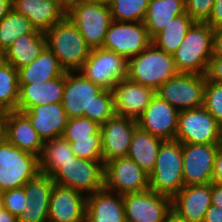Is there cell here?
I'll list each match as a JSON object with an SVG mask.
<instances>
[{
	"label": "cell",
	"instance_id": "cell-34",
	"mask_svg": "<svg viewBox=\"0 0 222 222\" xmlns=\"http://www.w3.org/2000/svg\"><path fill=\"white\" fill-rule=\"evenodd\" d=\"M150 0H113L109 5L114 21L143 22Z\"/></svg>",
	"mask_w": 222,
	"mask_h": 222
},
{
	"label": "cell",
	"instance_id": "cell-2",
	"mask_svg": "<svg viewBox=\"0 0 222 222\" xmlns=\"http://www.w3.org/2000/svg\"><path fill=\"white\" fill-rule=\"evenodd\" d=\"M45 35L47 47L65 71H78L90 55L91 48L67 16L47 30Z\"/></svg>",
	"mask_w": 222,
	"mask_h": 222
},
{
	"label": "cell",
	"instance_id": "cell-22",
	"mask_svg": "<svg viewBox=\"0 0 222 222\" xmlns=\"http://www.w3.org/2000/svg\"><path fill=\"white\" fill-rule=\"evenodd\" d=\"M21 112L29 118L43 142L63 135L68 117L62 103L41 104Z\"/></svg>",
	"mask_w": 222,
	"mask_h": 222
},
{
	"label": "cell",
	"instance_id": "cell-15",
	"mask_svg": "<svg viewBox=\"0 0 222 222\" xmlns=\"http://www.w3.org/2000/svg\"><path fill=\"white\" fill-rule=\"evenodd\" d=\"M218 144L182 143L184 186L212 182Z\"/></svg>",
	"mask_w": 222,
	"mask_h": 222
},
{
	"label": "cell",
	"instance_id": "cell-51",
	"mask_svg": "<svg viewBox=\"0 0 222 222\" xmlns=\"http://www.w3.org/2000/svg\"><path fill=\"white\" fill-rule=\"evenodd\" d=\"M164 222H185L183 219L179 218L173 211L166 217Z\"/></svg>",
	"mask_w": 222,
	"mask_h": 222
},
{
	"label": "cell",
	"instance_id": "cell-11",
	"mask_svg": "<svg viewBox=\"0 0 222 222\" xmlns=\"http://www.w3.org/2000/svg\"><path fill=\"white\" fill-rule=\"evenodd\" d=\"M128 60L122 55L103 48L91 49L90 55L78 70L84 77L102 89L112 90L127 78Z\"/></svg>",
	"mask_w": 222,
	"mask_h": 222
},
{
	"label": "cell",
	"instance_id": "cell-44",
	"mask_svg": "<svg viewBox=\"0 0 222 222\" xmlns=\"http://www.w3.org/2000/svg\"><path fill=\"white\" fill-rule=\"evenodd\" d=\"M211 183L222 184V145L220 143L215 156Z\"/></svg>",
	"mask_w": 222,
	"mask_h": 222
},
{
	"label": "cell",
	"instance_id": "cell-16",
	"mask_svg": "<svg viewBox=\"0 0 222 222\" xmlns=\"http://www.w3.org/2000/svg\"><path fill=\"white\" fill-rule=\"evenodd\" d=\"M179 112L155 93L149 105L136 119L137 126L163 140H173L178 128Z\"/></svg>",
	"mask_w": 222,
	"mask_h": 222
},
{
	"label": "cell",
	"instance_id": "cell-27",
	"mask_svg": "<svg viewBox=\"0 0 222 222\" xmlns=\"http://www.w3.org/2000/svg\"><path fill=\"white\" fill-rule=\"evenodd\" d=\"M65 72L58 58L46 47L31 64L18 69V80L19 84L45 82L60 77Z\"/></svg>",
	"mask_w": 222,
	"mask_h": 222
},
{
	"label": "cell",
	"instance_id": "cell-31",
	"mask_svg": "<svg viewBox=\"0 0 222 222\" xmlns=\"http://www.w3.org/2000/svg\"><path fill=\"white\" fill-rule=\"evenodd\" d=\"M194 23L187 13L176 16L152 39V43L158 49L173 55Z\"/></svg>",
	"mask_w": 222,
	"mask_h": 222
},
{
	"label": "cell",
	"instance_id": "cell-45",
	"mask_svg": "<svg viewBox=\"0 0 222 222\" xmlns=\"http://www.w3.org/2000/svg\"><path fill=\"white\" fill-rule=\"evenodd\" d=\"M212 56H222V27L213 29Z\"/></svg>",
	"mask_w": 222,
	"mask_h": 222
},
{
	"label": "cell",
	"instance_id": "cell-39",
	"mask_svg": "<svg viewBox=\"0 0 222 222\" xmlns=\"http://www.w3.org/2000/svg\"><path fill=\"white\" fill-rule=\"evenodd\" d=\"M1 196L2 207L16 217L26 208L27 199L24 187L3 191Z\"/></svg>",
	"mask_w": 222,
	"mask_h": 222
},
{
	"label": "cell",
	"instance_id": "cell-38",
	"mask_svg": "<svg viewBox=\"0 0 222 222\" xmlns=\"http://www.w3.org/2000/svg\"><path fill=\"white\" fill-rule=\"evenodd\" d=\"M203 106L222 125V83L206 81Z\"/></svg>",
	"mask_w": 222,
	"mask_h": 222
},
{
	"label": "cell",
	"instance_id": "cell-24",
	"mask_svg": "<svg viewBox=\"0 0 222 222\" xmlns=\"http://www.w3.org/2000/svg\"><path fill=\"white\" fill-rule=\"evenodd\" d=\"M17 111H28L31 107L50 103H62L65 73L57 78L33 84H19Z\"/></svg>",
	"mask_w": 222,
	"mask_h": 222
},
{
	"label": "cell",
	"instance_id": "cell-47",
	"mask_svg": "<svg viewBox=\"0 0 222 222\" xmlns=\"http://www.w3.org/2000/svg\"><path fill=\"white\" fill-rule=\"evenodd\" d=\"M212 205L222 208V184L211 183Z\"/></svg>",
	"mask_w": 222,
	"mask_h": 222
},
{
	"label": "cell",
	"instance_id": "cell-43",
	"mask_svg": "<svg viewBox=\"0 0 222 222\" xmlns=\"http://www.w3.org/2000/svg\"><path fill=\"white\" fill-rule=\"evenodd\" d=\"M206 23L212 29L222 27V0H215L212 13Z\"/></svg>",
	"mask_w": 222,
	"mask_h": 222
},
{
	"label": "cell",
	"instance_id": "cell-21",
	"mask_svg": "<svg viewBox=\"0 0 222 222\" xmlns=\"http://www.w3.org/2000/svg\"><path fill=\"white\" fill-rule=\"evenodd\" d=\"M12 7L44 33L67 16V9L59 0H15Z\"/></svg>",
	"mask_w": 222,
	"mask_h": 222
},
{
	"label": "cell",
	"instance_id": "cell-35",
	"mask_svg": "<svg viewBox=\"0 0 222 222\" xmlns=\"http://www.w3.org/2000/svg\"><path fill=\"white\" fill-rule=\"evenodd\" d=\"M90 135H101V125L84 116H80L68 118L62 136L68 142H74L76 139L90 138Z\"/></svg>",
	"mask_w": 222,
	"mask_h": 222
},
{
	"label": "cell",
	"instance_id": "cell-29",
	"mask_svg": "<svg viewBox=\"0 0 222 222\" xmlns=\"http://www.w3.org/2000/svg\"><path fill=\"white\" fill-rule=\"evenodd\" d=\"M163 139L137 127L133 133L127 157L133 159L146 173L155 166Z\"/></svg>",
	"mask_w": 222,
	"mask_h": 222
},
{
	"label": "cell",
	"instance_id": "cell-48",
	"mask_svg": "<svg viewBox=\"0 0 222 222\" xmlns=\"http://www.w3.org/2000/svg\"><path fill=\"white\" fill-rule=\"evenodd\" d=\"M12 0H0V21L10 12Z\"/></svg>",
	"mask_w": 222,
	"mask_h": 222
},
{
	"label": "cell",
	"instance_id": "cell-20",
	"mask_svg": "<svg viewBox=\"0 0 222 222\" xmlns=\"http://www.w3.org/2000/svg\"><path fill=\"white\" fill-rule=\"evenodd\" d=\"M211 205V183L184 186L172 198V211L185 222H203Z\"/></svg>",
	"mask_w": 222,
	"mask_h": 222
},
{
	"label": "cell",
	"instance_id": "cell-54",
	"mask_svg": "<svg viewBox=\"0 0 222 222\" xmlns=\"http://www.w3.org/2000/svg\"><path fill=\"white\" fill-rule=\"evenodd\" d=\"M2 207V196H1V193H0V208Z\"/></svg>",
	"mask_w": 222,
	"mask_h": 222
},
{
	"label": "cell",
	"instance_id": "cell-7",
	"mask_svg": "<svg viewBox=\"0 0 222 222\" xmlns=\"http://www.w3.org/2000/svg\"><path fill=\"white\" fill-rule=\"evenodd\" d=\"M51 177L55 184L70 187L88 196L104 188V163L103 160L74 157Z\"/></svg>",
	"mask_w": 222,
	"mask_h": 222
},
{
	"label": "cell",
	"instance_id": "cell-23",
	"mask_svg": "<svg viewBox=\"0 0 222 222\" xmlns=\"http://www.w3.org/2000/svg\"><path fill=\"white\" fill-rule=\"evenodd\" d=\"M4 137L20 150L40 156L43 140L31 125L29 118L21 111L6 113Z\"/></svg>",
	"mask_w": 222,
	"mask_h": 222
},
{
	"label": "cell",
	"instance_id": "cell-37",
	"mask_svg": "<svg viewBox=\"0 0 222 222\" xmlns=\"http://www.w3.org/2000/svg\"><path fill=\"white\" fill-rule=\"evenodd\" d=\"M75 157L87 160H103L102 135H90V138L69 142Z\"/></svg>",
	"mask_w": 222,
	"mask_h": 222
},
{
	"label": "cell",
	"instance_id": "cell-1",
	"mask_svg": "<svg viewBox=\"0 0 222 222\" xmlns=\"http://www.w3.org/2000/svg\"><path fill=\"white\" fill-rule=\"evenodd\" d=\"M62 105L68 118L84 116L99 125L115 115L112 91L102 89L79 71L65 72Z\"/></svg>",
	"mask_w": 222,
	"mask_h": 222
},
{
	"label": "cell",
	"instance_id": "cell-14",
	"mask_svg": "<svg viewBox=\"0 0 222 222\" xmlns=\"http://www.w3.org/2000/svg\"><path fill=\"white\" fill-rule=\"evenodd\" d=\"M126 222H164L172 212V198L151 189L123 195Z\"/></svg>",
	"mask_w": 222,
	"mask_h": 222
},
{
	"label": "cell",
	"instance_id": "cell-6",
	"mask_svg": "<svg viewBox=\"0 0 222 222\" xmlns=\"http://www.w3.org/2000/svg\"><path fill=\"white\" fill-rule=\"evenodd\" d=\"M39 172L38 157L0 139V193L23 187Z\"/></svg>",
	"mask_w": 222,
	"mask_h": 222
},
{
	"label": "cell",
	"instance_id": "cell-50",
	"mask_svg": "<svg viewBox=\"0 0 222 222\" xmlns=\"http://www.w3.org/2000/svg\"><path fill=\"white\" fill-rule=\"evenodd\" d=\"M6 111L0 110V139L4 137Z\"/></svg>",
	"mask_w": 222,
	"mask_h": 222
},
{
	"label": "cell",
	"instance_id": "cell-25",
	"mask_svg": "<svg viewBox=\"0 0 222 222\" xmlns=\"http://www.w3.org/2000/svg\"><path fill=\"white\" fill-rule=\"evenodd\" d=\"M85 222H126L123 195L105 188L88 195Z\"/></svg>",
	"mask_w": 222,
	"mask_h": 222
},
{
	"label": "cell",
	"instance_id": "cell-26",
	"mask_svg": "<svg viewBox=\"0 0 222 222\" xmlns=\"http://www.w3.org/2000/svg\"><path fill=\"white\" fill-rule=\"evenodd\" d=\"M46 47L45 33L36 29L30 34L16 38L4 52L2 59L18 70L31 64Z\"/></svg>",
	"mask_w": 222,
	"mask_h": 222
},
{
	"label": "cell",
	"instance_id": "cell-42",
	"mask_svg": "<svg viewBox=\"0 0 222 222\" xmlns=\"http://www.w3.org/2000/svg\"><path fill=\"white\" fill-rule=\"evenodd\" d=\"M207 81L222 83V56H212L206 72Z\"/></svg>",
	"mask_w": 222,
	"mask_h": 222
},
{
	"label": "cell",
	"instance_id": "cell-13",
	"mask_svg": "<svg viewBox=\"0 0 222 222\" xmlns=\"http://www.w3.org/2000/svg\"><path fill=\"white\" fill-rule=\"evenodd\" d=\"M151 43L152 39L143 22L112 20L102 48L122 55L128 60L144 51Z\"/></svg>",
	"mask_w": 222,
	"mask_h": 222
},
{
	"label": "cell",
	"instance_id": "cell-28",
	"mask_svg": "<svg viewBox=\"0 0 222 222\" xmlns=\"http://www.w3.org/2000/svg\"><path fill=\"white\" fill-rule=\"evenodd\" d=\"M185 13V0H150L143 23L153 39L171 20Z\"/></svg>",
	"mask_w": 222,
	"mask_h": 222
},
{
	"label": "cell",
	"instance_id": "cell-18",
	"mask_svg": "<svg viewBox=\"0 0 222 222\" xmlns=\"http://www.w3.org/2000/svg\"><path fill=\"white\" fill-rule=\"evenodd\" d=\"M115 115L137 119L149 105L156 91L128 78L118 81L113 89Z\"/></svg>",
	"mask_w": 222,
	"mask_h": 222
},
{
	"label": "cell",
	"instance_id": "cell-33",
	"mask_svg": "<svg viewBox=\"0 0 222 222\" xmlns=\"http://www.w3.org/2000/svg\"><path fill=\"white\" fill-rule=\"evenodd\" d=\"M18 70L0 60V108L6 112L17 110L19 100Z\"/></svg>",
	"mask_w": 222,
	"mask_h": 222
},
{
	"label": "cell",
	"instance_id": "cell-8",
	"mask_svg": "<svg viewBox=\"0 0 222 222\" xmlns=\"http://www.w3.org/2000/svg\"><path fill=\"white\" fill-rule=\"evenodd\" d=\"M67 17L78 28L91 49L102 48L105 34L112 21L108 5L80 1L67 10Z\"/></svg>",
	"mask_w": 222,
	"mask_h": 222
},
{
	"label": "cell",
	"instance_id": "cell-30",
	"mask_svg": "<svg viewBox=\"0 0 222 222\" xmlns=\"http://www.w3.org/2000/svg\"><path fill=\"white\" fill-rule=\"evenodd\" d=\"M74 157L70 143L63 136L45 141L38 157L39 172L51 177L63 164Z\"/></svg>",
	"mask_w": 222,
	"mask_h": 222
},
{
	"label": "cell",
	"instance_id": "cell-49",
	"mask_svg": "<svg viewBox=\"0 0 222 222\" xmlns=\"http://www.w3.org/2000/svg\"><path fill=\"white\" fill-rule=\"evenodd\" d=\"M0 222H18L17 217L12 215L8 210L0 208Z\"/></svg>",
	"mask_w": 222,
	"mask_h": 222
},
{
	"label": "cell",
	"instance_id": "cell-4",
	"mask_svg": "<svg viewBox=\"0 0 222 222\" xmlns=\"http://www.w3.org/2000/svg\"><path fill=\"white\" fill-rule=\"evenodd\" d=\"M149 182L152 191L170 198L184 187L181 142L176 139L162 141Z\"/></svg>",
	"mask_w": 222,
	"mask_h": 222
},
{
	"label": "cell",
	"instance_id": "cell-17",
	"mask_svg": "<svg viewBox=\"0 0 222 222\" xmlns=\"http://www.w3.org/2000/svg\"><path fill=\"white\" fill-rule=\"evenodd\" d=\"M137 120L114 115L101 125L104 165L117 158L127 157Z\"/></svg>",
	"mask_w": 222,
	"mask_h": 222
},
{
	"label": "cell",
	"instance_id": "cell-5",
	"mask_svg": "<svg viewBox=\"0 0 222 222\" xmlns=\"http://www.w3.org/2000/svg\"><path fill=\"white\" fill-rule=\"evenodd\" d=\"M213 29L195 22L173 54L179 73L206 74L212 57Z\"/></svg>",
	"mask_w": 222,
	"mask_h": 222
},
{
	"label": "cell",
	"instance_id": "cell-40",
	"mask_svg": "<svg viewBox=\"0 0 222 222\" xmlns=\"http://www.w3.org/2000/svg\"><path fill=\"white\" fill-rule=\"evenodd\" d=\"M215 0H185V13L195 22L206 23L210 18Z\"/></svg>",
	"mask_w": 222,
	"mask_h": 222
},
{
	"label": "cell",
	"instance_id": "cell-12",
	"mask_svg": "<svg viewBox=\"0 0 222 222\" xmlns=\"http://www.w3.org/2000/svg\"><path fill=\"white\" fill-rule=\"evenodd\" d=\"M104 188L125 195L150 189L149 174L133 159L122 157L104 165Z\"/></svg>",
	"mask_w": 222,
	"mask_h": 222
},
{
	"label": "cell",
	"instance_id": "cell-55",
	"mask_svg": "<svg viewBox=\"0 0 222 222\" xmlns=\"http://www.w3.org/2000/svg\"><path fill=\"white\" fill-rule=\"evenodd\" d=\"M220 144L222 145V127H221V140H220Z\"/></svg>",
	"mask_w": 222,
	"mask_h": 222
},
{
	"label": "cell",
	"instance_id": "cell-32",
	"mask_svg": "<svg viewBox=\"0 0 222 222\" xmlns=\"http://www.w3.org/2000/svg\"><path fill=\"white\" fill-rule=\"evenodd\" d=\"M35 30L27 17L12 8L0 21V54L3 55L16 38L30 34Z\"/></svg>",
	"mask_w": 222,
	"mask_h": 222
},
{
	"label": "cell",
	"instance_id": "cell-52",
	"mask_svg": "<svg viewBox=\"0 0 222 222\" xmlns=\"http://www.w3.org/2000/svg\"><path fill=\"white\" fill-rule=\"evenodd\" d=\"M82 0H59V2L68 10L73 4L79 3Z\"/></svg>",
	"mask_w": 222,
	"mask_h": 222
},
{
	"label": "cell",
	"instance_id": "cell-46",
	"mask_svg": "<svg viewBox=\"0 0 222 222\" xmlns=\"http://www.w3.org/2000/svg\"><path fill=\"white\" fill-rule=\"evenodd\" d=\"M203 222H222V208L211 205L205 213Z\"/></svg>",
	"mask_w": 222,
	"mask_h": 222
},
{
	"label": "cell",
	"instance_id": "cell-3",
	"mask_svg": "<svg viewBox=\"0 0 222 222\" xmlns=\"http://www.w3.org/2000/svg\"><path fill=\"white\" fill-rule=\"evenodd\" d=\"M178 74L173 55L158 49L153 43L137 56L128 59L127 78L155 91Z\"/></svg>",
	"mask_w": 222,
	"mask_h": 222
},
{
	"label": "cell",
	"instance_id": "cell-10",
	"mask_svg": "<svg viewBox=\"0 0 222 222\" xmlns=\"http://www.w3.org/2000/svg\"><path fill=\"white\" fill-rule=\"evenodd\" d=\"M221 127L204 106L181 110L175 139L188 144H219Z\"/></svg>",
	"mask_w": 222,
	"mask_h": 222
},
{
	"label": "cell",
	"instance_id": "cell-9",
	"mask_svg": "<svg viewBox=\"0 0 222 222\" xmlns=\"http://www.w3.org/2000/svg\"><path fill=\"white\" fill-rule=\"evenodd\" d=\"M206 74L179 73L168 79L156 94L177 110L203 106Z\"/></svg>",
	"mask_w": 222,
	"mask_h": 222
},
{
	"label": "cell",
	"instance_id": "cell-36",
	"mask_svg": "<svg viewBox=\"0 0 222 222\" xmlns=\"http://www.w3.org/2000/svg\"><path fill=\"white\" fill-rule=\"evenodd\" d=\"M54 181L49 175L38 173L23 186L27 200L37 203H50Z\"/></svg>",
	"mask_w": 222,
	"mask_h": 222
},
{
	"label": "cell",
	"instance_id": "cell-19",
	"mask_svg": "<svg viewBox=\"0 0 222 222\" xmlns=\"http://www.w3.org/2000/svg\"><path fill=\"white\" fill-rule=\"evenodd\" d=\"M87 196L54 184L50 196L48 222H85Z\"/></svg>",
	"mask_w": 222,
	"mask_h": 222
},
{
	"label": "cell",
	"instance_id": "cell-53",
	"mask_svg": "<svg viewBox=\"0 0 222 222\" xmlns=\"http://www.w3.org/2000/svg\"><path fill=\"white\" fill-rule=\"evenodd\" d=\"M82 1L100 3V4H105L109 6L113 0H82Z\"/></svg>",
	"mask_w": 222,
	"mask_h": 222
},
{
	"label": "cell",
	"instance_id": "cell-41",
	"mask_svg": "<svg viewBox=\"0 0 222 222\" xmlns=\"http://www.w3.org/2000/svg\"><path fill=\"white\" fill-rule=\"evenodd\" d=\"M49 203L27 200L26 208L17 217L18 222H48Z\"/></svg>",
	"mask_w": 222,
	"mask_h": 222
}]
</instances>
